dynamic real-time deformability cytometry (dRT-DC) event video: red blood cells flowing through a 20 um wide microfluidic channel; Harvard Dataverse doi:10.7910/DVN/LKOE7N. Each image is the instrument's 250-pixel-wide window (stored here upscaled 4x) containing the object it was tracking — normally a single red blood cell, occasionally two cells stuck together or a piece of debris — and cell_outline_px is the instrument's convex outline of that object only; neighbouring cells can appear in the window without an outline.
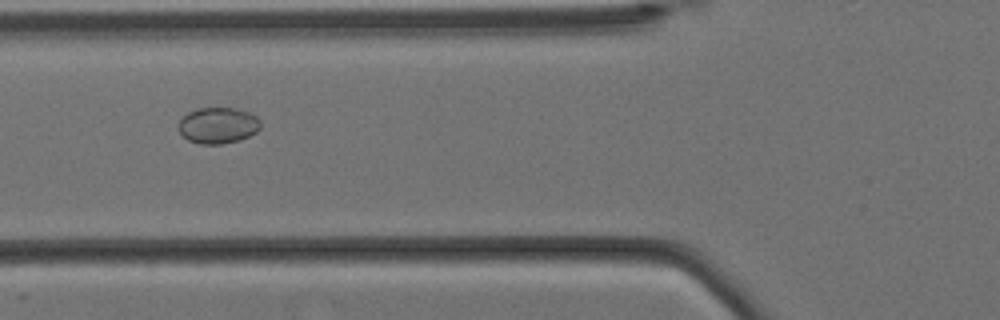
{"species": "Egyptian fruit bat (a non-hibernating species)", "species_latin": "Rousettus aegyptiacus", "temperature_condition": "cold", "stored_images_in_passage": 6, "camera_frame_rate_fps": 3000, "um_per_image_px": 0.085, "animal": {"sex": "female"}, "frame": {"image": 1, "passage_image": 3, "time_ms": 0.667, "image_size_px": [1000, 320], "cell_outline_px": [[260, 128], [256, 132], [240, 140], [220, 144], [200, 144], [188, 140], [180, 132], [180, 120], [188, 112], [196, 108], [236, 108], [248, 112], [256, 116], [260, 120]], "centroid_in_image_um": [18.55, 10.66], "position_along_channel_um": 107.3, "area_um2": 17.17}}
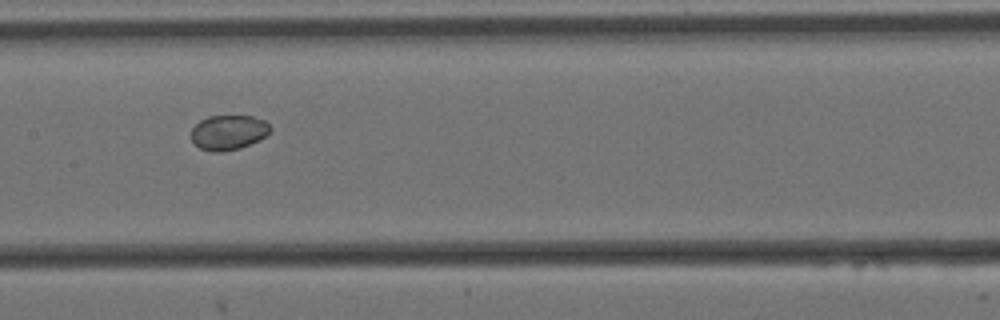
{"frame": {"image": 2, "passage_image": 5, "time_ms": 1.333, "image_size_px": [1000, 320], "cell_outline_px": [[272, 128], [264, 136], [240, 148], [220, 152], [212, 152], [200, 148], [192, 140], [192, 128], [200, 120], [208, 116], [252, 116], [264, 120]], "centroid_in_image_um": [19.39, 11.24], "position_along_channel_um": 188.0, "area_um2": 15.78}}
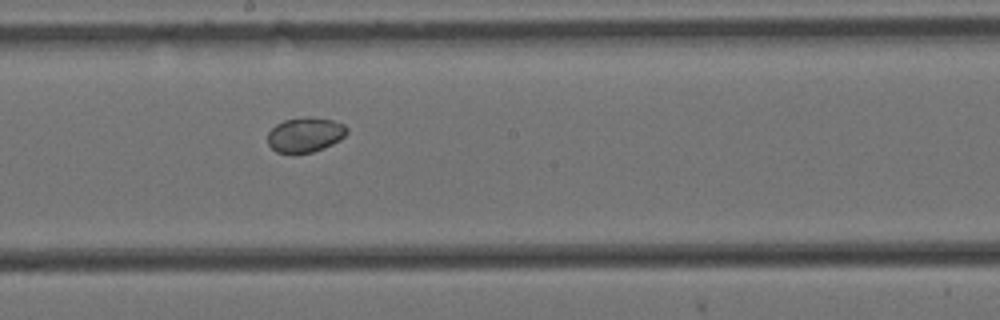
{"frame": {"image": 3, "passage_image": 6, "time_ms": 1.667, "image_size_px": [1000, 320], "cell_outline_px": [[348, 132], [340, 140], [324, 148], [312, 152], [292, 156], [276, 152], [268, 144], [268, 132], [276, 124], [284, 120], [308, 116], [332, 120], [344, 124], [348, 128]], "centroid_in_image_um": [25.92, 11.48], "position_along_channel_um": 222.3, "area_um2": 16.53}}